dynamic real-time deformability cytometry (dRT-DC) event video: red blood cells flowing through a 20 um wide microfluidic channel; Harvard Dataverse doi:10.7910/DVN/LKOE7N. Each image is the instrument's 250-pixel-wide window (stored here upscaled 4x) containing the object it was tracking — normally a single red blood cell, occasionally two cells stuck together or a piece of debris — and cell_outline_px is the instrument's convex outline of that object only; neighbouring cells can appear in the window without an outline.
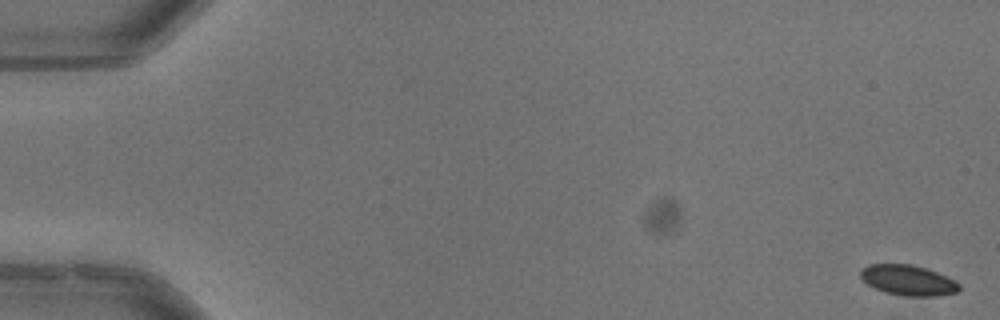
{"species": "common noctule bat (a hibernating species)", "species_latin": "Nyctalus noctula", "temperature_condition": "warm", "stored_images_in_passage": 53, "camera_frame_rate_fps": 3000, "um_per_image_px": 0.085, "animal": {"sex": "male", "body_mass_g": 13.3}, "frame": {"image": 1, "passage_image": 1, "time_ms": 0.0, "image_size_px": [1000, 320], "cell_outline_px": [[960, 288], [956, 292], [936, 296], [904, 296], [884, 292], [868, 284], [860, 276], [860, 272], [868, 264], [912, 264], [928, 268], [956, 280], [960, 284]], "centroid_in_image_um": [77.22, 23.81], "position_along_channel_um": 7.8, "area_um2": 17.51}}
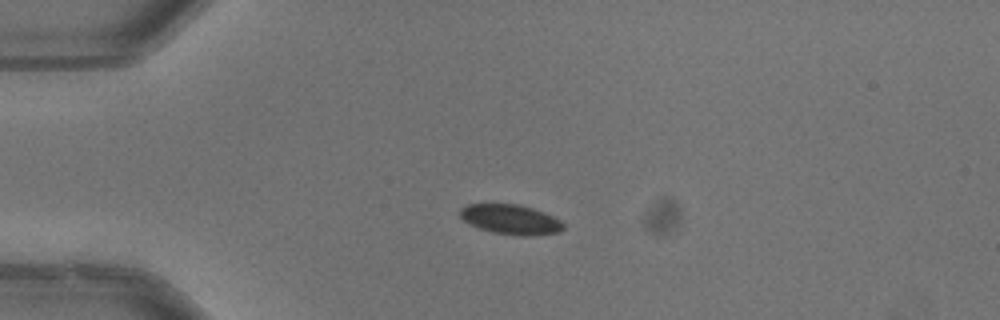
{"frame": {"image": 2, "passage_image": 14, "time_ms": 4.333, "image_size_px": [1000, 320], "cell_outline_px": [[564, 228], [560, 232], [536, 236], [520, 236], [492, 232], [480, 228], [464, 220], [460, 216], [460, 208], [468, 204], [520, 204], [544, 212], [560, 220], [564, 224]], "centroid_in_image_um": [43.45, 18.66], "position_along_channel_um": 41.6, "area_um2": 17.98}}
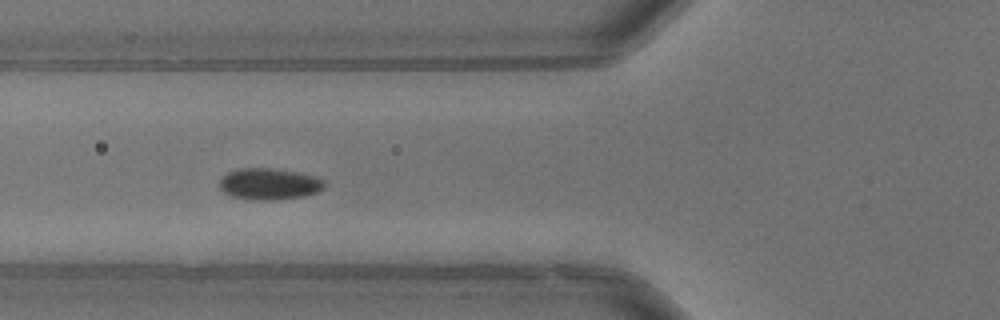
{"frame": {"image": 3, "passage_image": 21, "time_ms": 6.667, "image_size_px": [1000, 320], "cell_outline_px": [[324, 188], [316, 192], [304, 196], [276, 200], [252, 200], [232, 196], [224, 192], [220, 188], [220, 180], [228, 172], [240, 168], [268, 168], [296, 172], [312, 176], [324, 180]], "centroid_in_image_um": [22.86, 15.65], "position_along_channel_um": 102.9, "area_um2": 19.02}, "authors_computed_cell_mechanics": {"area_um2": 18.5538, "velocity_mm_per_s": 3.9684, "shape_relaxation_time_tau1_ms": 2.0544, "shape_relaxation_time_tau2_ms": null, "deformation_change_tau1": 0.0595, "deformation_change_tau2": null}}